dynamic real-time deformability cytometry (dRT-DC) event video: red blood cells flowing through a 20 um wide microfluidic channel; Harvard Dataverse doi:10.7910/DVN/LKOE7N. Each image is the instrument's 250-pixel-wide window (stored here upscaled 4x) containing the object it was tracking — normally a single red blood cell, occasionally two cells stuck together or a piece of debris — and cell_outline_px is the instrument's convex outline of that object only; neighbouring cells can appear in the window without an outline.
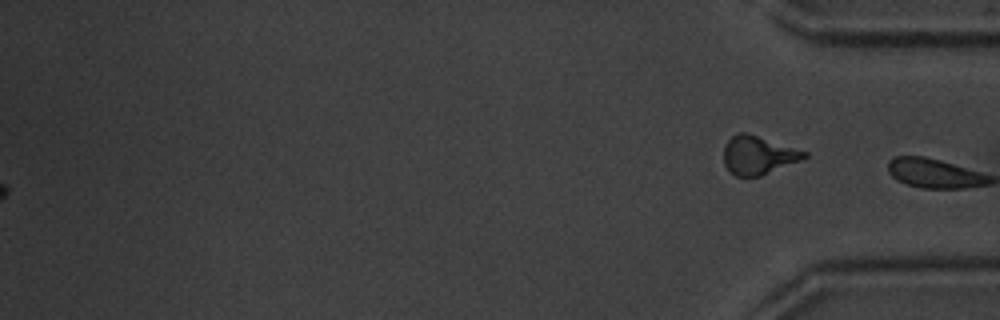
{"species": "common noctule bat (a hibernating species)", "species_latin": "Nyctalus noctula", "temperature_condition": "warm", "stored_images_in_passage": 49, "segment_of_instrument_passage": [2, 2], "camera_frame_rate_fps": 3000, "um_per_image_px": 0.085, "animal": {"sex": "male", "body_mass_g": 20.1, "forearm_length_mm": 53.5}, "frame": {"image": 1, "passage_image": 49, "time_ms": 16.0, "image_size_px": [1000, 320], "cell_outline_px": [[808, 156], [800, 160], [760, 176], [736, 176], [724, 164], [724, 148], [728, 140], [732, 136], [740, 132], [744, 132], [808, 152]], "centroid_in_image_um": [64.44, 13.19], "position_along_channel_um": 370.8, "area_um2": 17.57}}